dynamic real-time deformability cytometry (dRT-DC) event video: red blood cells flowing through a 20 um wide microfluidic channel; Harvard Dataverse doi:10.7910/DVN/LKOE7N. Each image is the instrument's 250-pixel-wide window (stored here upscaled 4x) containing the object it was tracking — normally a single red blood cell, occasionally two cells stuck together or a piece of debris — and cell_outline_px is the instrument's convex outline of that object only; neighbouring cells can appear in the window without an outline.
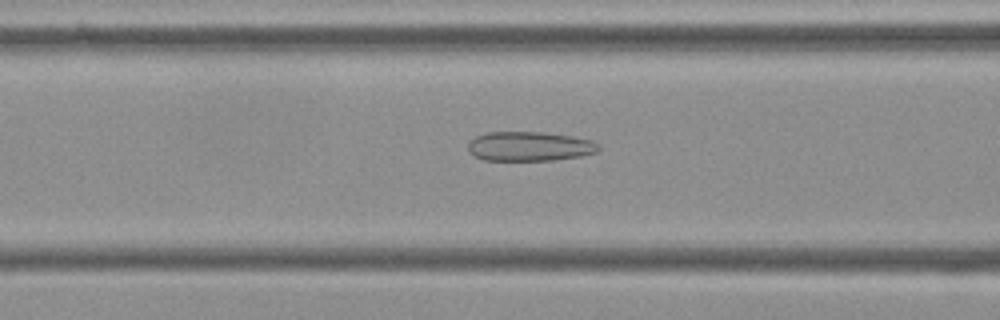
{"species": "Egyptian fruit bat (a non-hibernating species)", "species_latin": "Rousettus aegyptiacus", "temperature_condition": "cold", "stored_images_in_passage": 54, "camera_frame_rate_fps": 3000, "um_per_image_px": 0.085, "frame": {"image": 1, "passage_image": 21, "time_ms": 6.667, "image_size_px": [1000, 320], "cell_outline_px": [[600, 148], [596, 152], [580, 156], [552, 160], [484, 160], [472, 156], [468, 152], [468, 144], [476, 136], [488, 132], [544, 132], [572, 136], [592, 140], [600, 144]], "centroid_in_image_um": [45.0, 12.44], "position_along_channel_um": 121.6, "area_um2": 22.48}}
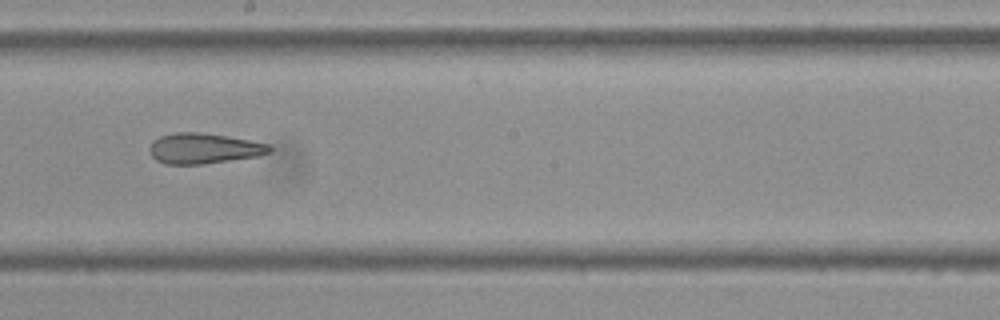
{"frame": {"image": 2, "passage_image": 30, "time_ms": 9.667, "image_size_px": [1000, 320], "cell_outline_px": [[272, 152], [260, 156], [204, 164], [164, 164], [156, 160], [152, 156], [148, 148], [152, 140], [160, 136], [176, 132], [200, 132], [248, 140], [268, 144], [272, 148]], "centroid_in_image_um": [17.3, 12.62], "position_along_channel_um": 230.9, "area_um2": 21.39}}
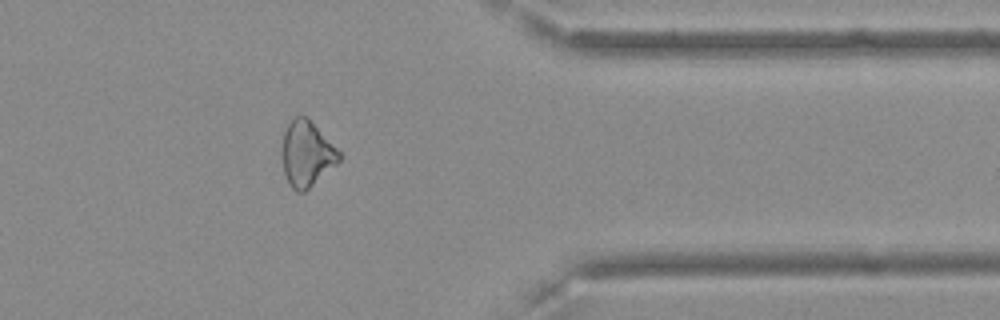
{"frame": {"image": 3, "passage_image": 44, "time_ms": 14.333, "image_size_px": [1000, 320], "cell_outline_px": [[340, 160], [336, 164], [304, 192], [296, 192], [292, 188], [284, 172], [280, 152], [284, 132], [288, 124], [296, 116], [308, 116], [340, 152]], "centroid_in_image_um": [26.04, 13.05], "position_along_channel_um": 385.4, "area_um2": 21.73}, "authors_computed_cell_mechanics": {"area_um2": 23.1489, "velocity_mm_per_s": 3.636, "shape_relaxation_time_tau1_ms": null, "shape_relaxation_time_tau2_ms": 3.3914, "deformation_change_tau1": null, "deformation_change_tau2": 0.1327}}